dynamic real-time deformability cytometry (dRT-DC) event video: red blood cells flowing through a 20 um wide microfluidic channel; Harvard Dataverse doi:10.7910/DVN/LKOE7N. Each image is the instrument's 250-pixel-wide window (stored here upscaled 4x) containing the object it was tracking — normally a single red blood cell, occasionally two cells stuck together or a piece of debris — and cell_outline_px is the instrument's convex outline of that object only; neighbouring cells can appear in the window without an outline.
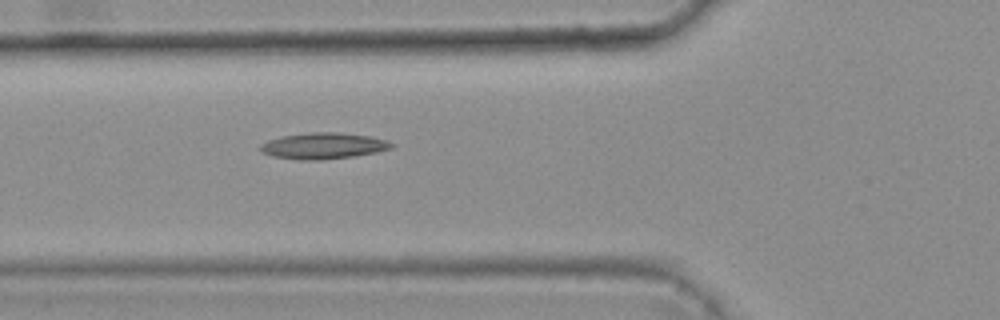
{"species": "common noctule bat (a hibernating species)", "species_latin": "Nyctalus noctula", "temperature_condition": "warm", "stored_images_in_passage": 5, "camera_frame_rate_fps": 3000, "um_per_image_px": 0.085, "animal": {"sex": "female", "body_mass_g": 25.1}, "frame": {"image": 1, "passage_image": 5, "time_ms": 1.333, "image_size_px": [1000, 320], "cell_outline_px": [[396, 144], [392, 148], [376, 152], [352, 156], [320, 160], [300, 160], [272, 156], [256, 148], [260, 144], [268, 140], [280, 136], [308, 132], [340, 132], [368, 136], [384, 140]], "centroid_in_image_um": [27.43, 12.39], "position_along_channel_um": 98.4, "area_um2": 20.06}}